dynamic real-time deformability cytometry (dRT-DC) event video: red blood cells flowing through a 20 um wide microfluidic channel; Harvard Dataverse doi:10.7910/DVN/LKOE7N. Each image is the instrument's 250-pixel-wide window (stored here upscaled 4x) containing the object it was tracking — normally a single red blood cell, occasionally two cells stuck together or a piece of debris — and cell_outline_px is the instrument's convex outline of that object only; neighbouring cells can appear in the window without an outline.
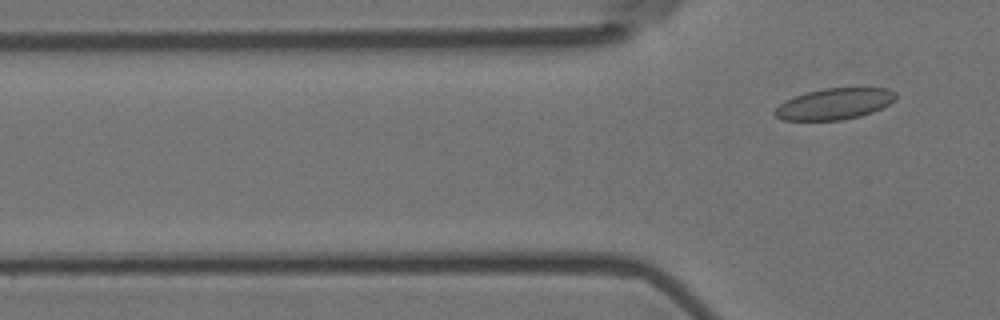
{"species": "Egyptian fruit bat (a non-hibernating species)", "species_latin": "Rousettus aegyptiacus", "temperature_condition": "room temperature", "stored_images_in_passage": 3, "segment_of_instrument_passage": [2, 2], "camera_frame_rate_fps": 3000, "um_per_image_px": 0.085, "animal": {"sex": "female"}, "frame": {"image": 1, "passage_image": 3, "time_ms": 0.667, "image_size_px": [1000, 320], "cell_outline_px": [[896, 100], [872, 112], [860, 116], [840, 120], [780, 120], [772, 112], [784, 100], [808, 92], [824, 88], [888, 88], [896, 92]], "centroid_in_image_um": [70.92, 8.83], "position_along_channel_um": 54.9, "area_um2": 21.91}}